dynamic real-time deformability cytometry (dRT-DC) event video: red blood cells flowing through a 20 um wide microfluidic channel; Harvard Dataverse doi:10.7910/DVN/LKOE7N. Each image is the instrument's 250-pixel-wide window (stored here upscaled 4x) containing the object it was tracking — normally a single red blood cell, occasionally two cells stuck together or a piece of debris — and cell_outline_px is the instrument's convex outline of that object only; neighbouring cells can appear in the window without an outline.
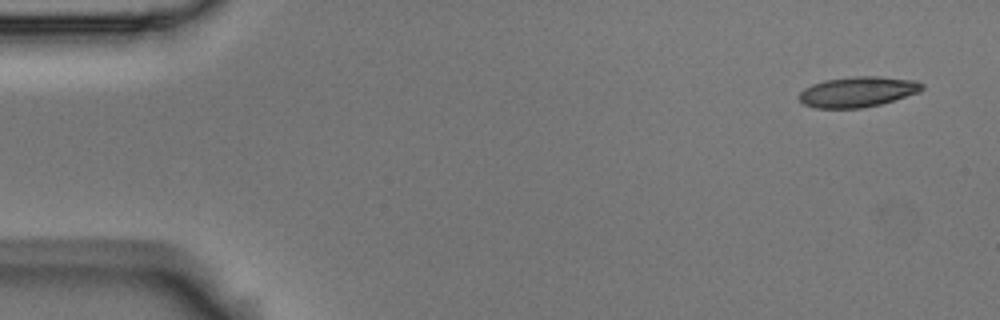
{"species": "Egyptian fruit bat (a non-hibernating species)", "species_latin": "Rousettus aegyptiacus", "temperature_condition": "room temperature", "stored_images_in_passage": 4, "camera_frame_rate_fps": 3000, "um_per_image_px": 0.085, "animal": {"sex": "male"}, "frame": {"image": 1, "passage_image": 1, "time_ms": 0.0, "image_size_px": [1000, 320], "cell_outline_px": [[924, 88], [920, 92], [880, 104], [860, 108], [816, 108], [804, 104], [800, 100], [800, 92], [804, 88], [812, 84], [824, 80], [852, 76], [880, 76], [916, 80], [924, 84]], "centroid_in_image_um": [72.93, 7.79], "position_along_channel_um": 12.1, "area_um2": 21.85}}